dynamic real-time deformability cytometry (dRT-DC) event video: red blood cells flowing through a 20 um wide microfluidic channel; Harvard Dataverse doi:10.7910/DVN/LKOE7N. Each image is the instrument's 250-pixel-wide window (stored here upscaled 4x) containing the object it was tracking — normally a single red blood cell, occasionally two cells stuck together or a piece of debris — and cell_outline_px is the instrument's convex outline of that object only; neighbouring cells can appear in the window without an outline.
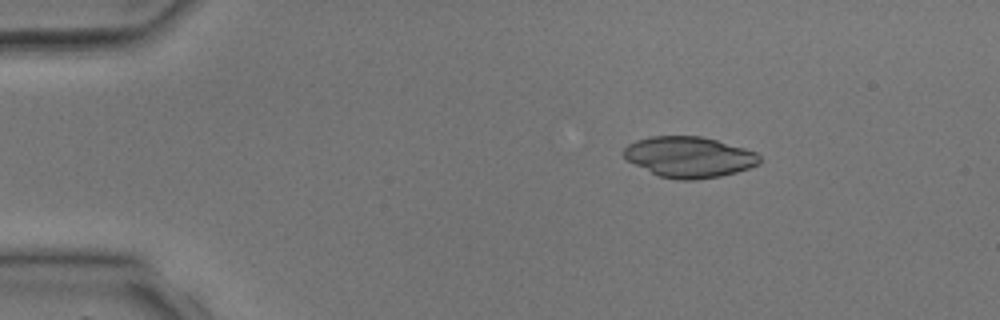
{"species": "common noctule bat (a hibernating species)", "species_latin": "Nyctalus noctula", "temperature_condition": "room temperature", "stored_images_in_passage": 3, "camera_frame_rate_fps": 3000, "um_per_image_px": 0.085, "animal": {"sex": "male", "body_mass_g": 17.9, "forearm_length_mm": 54.2}, "frame": {"image": 1, "passage_image": 2, "time_ms": 1.333, "image_size_px": [1000, 320], "cell_outline_px": [[760, 164], [736, 172], [720, 176], [696, 180], [676, 180], [660, 176], [628, 160], [620, 152], [628, 144], [636, 140], [652, 136], [700, 136], [716, 140], [744, 148], [756, 152], [760, 156]], "centroid_in_image_um": [58.58, 13.34], "position_along_channel_um": 26.4, "area_um2": 32.14}}